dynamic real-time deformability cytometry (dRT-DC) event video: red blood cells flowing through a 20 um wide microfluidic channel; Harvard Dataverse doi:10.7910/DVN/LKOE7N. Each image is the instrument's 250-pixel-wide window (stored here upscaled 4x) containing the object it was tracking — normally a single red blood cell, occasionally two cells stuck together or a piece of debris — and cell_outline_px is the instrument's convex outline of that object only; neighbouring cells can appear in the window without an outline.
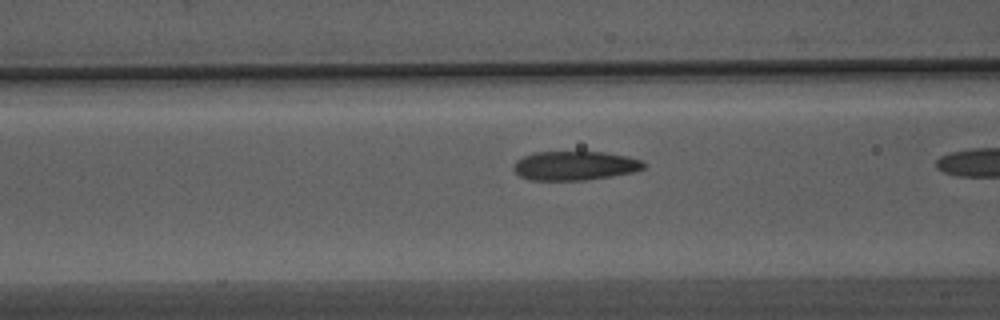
{"species": "Egyptian fruit bat (a non-hibernating species)", "species_latin": "Rousettus aegyptiacus", "temperature_condition": "warm", "stored_images_in_passage": 13, "camera_frame_rate_fps": 3000, "um_per_image_px": 0.085, "animal": {"sex": "male"}, "frame": {"image": 1, "passage_image": 11, "time_ms": 3.333, "image_size_px": [1000, 320], "cell_outline_px": [[644, 168], [632, 172], [584, 180], [532, 180], [520, 176], [512, 168], [512, 164], [516, 160], [524, 156], [536, 152], [604, 152], [624, 156], [640, 160], [644, 164]], "centroid_in_image_um": [48.79, 14.08], "position_along_channel_um": 117.8, "area_um2": 21.73}}